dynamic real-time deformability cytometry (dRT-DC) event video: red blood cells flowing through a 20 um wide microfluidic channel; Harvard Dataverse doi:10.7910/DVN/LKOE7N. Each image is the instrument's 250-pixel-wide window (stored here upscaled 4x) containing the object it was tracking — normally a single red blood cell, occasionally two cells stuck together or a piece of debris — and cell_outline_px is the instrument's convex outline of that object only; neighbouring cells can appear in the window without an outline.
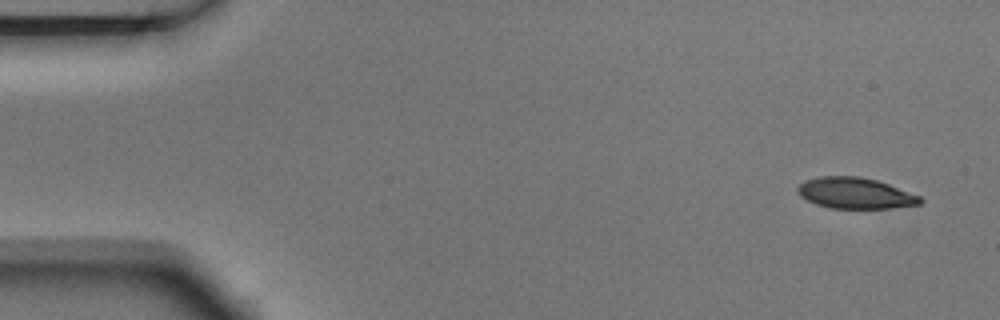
{"species": "Egyptian fruit bat (a non-hibernating species)", "species_latin": "Rousettus aegyptiacus", "temperature_condition": "room temperature", "stored_images_in_passage": 4, "camera_frame_rate_fps": 3000, "um_per_image_px": 0.085, "animal": {"sex": "male"}, "frame": {"image": 1, "passage_image": 1, "time_ms": 0.0, "image_size_px": [1000, 320], "cell_outline_px": [[924, 200], [920, 204], [888, 208], [828, 208], [816, 204], [800, 196], [796, 188], [804, 180], [820, 176], [860, 176], [876, 180], [888, 184], [920, 196]], "centroid_in_image_um": [72.67, 16.41], "position_along_channel_um": 12.3, "area_um2": 22.08}}
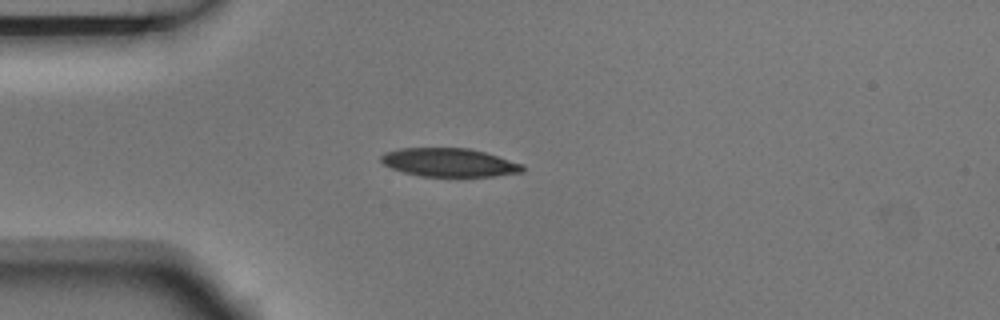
{"frame": {"image": 2, "passage_image": 4, "time_ms": 1.0, "image_size_px": [1000, 320], "cell_outline_px": [[524, 172], [492, 176], [420, 176], [404, 172], [392, 168], [384, 164], [380, 160], [380, 156], [384, 152], [400, 148], [468, 148], [484, 152], [524, 164]], "centroid_in_image_um": [38.18, 13.8], "position_along_channel_um": 46.8, "area_um2": 23.41}}